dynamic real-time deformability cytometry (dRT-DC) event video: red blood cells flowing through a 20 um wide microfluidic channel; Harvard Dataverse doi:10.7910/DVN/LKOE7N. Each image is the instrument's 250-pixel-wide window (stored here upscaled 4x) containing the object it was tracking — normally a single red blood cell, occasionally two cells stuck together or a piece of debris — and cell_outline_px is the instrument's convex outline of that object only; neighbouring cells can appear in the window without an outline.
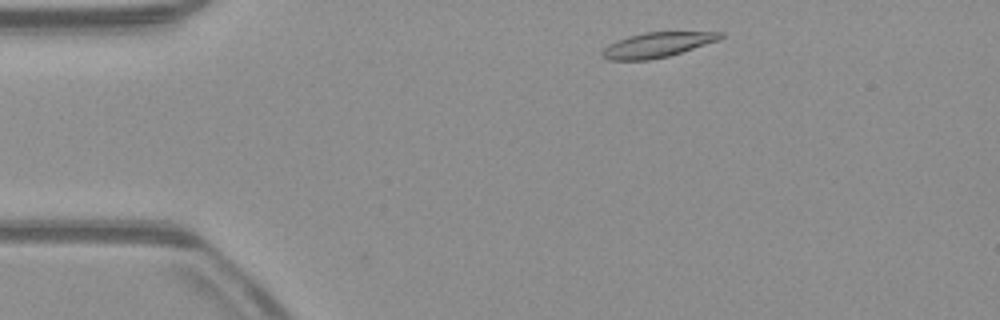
{"species": "common noctule bat (a hibernating species)", "species_latin": "Nyctalus noctula", "temperature_condition": "warm", "stored_images_in_passage": 44, "camera_frame_rate_fps": 3000, "um_per_image_px": 0.085, "animal": {"sex": "male", "body_mass_g": 23.1, "forearm_length_mm": 52.7}, "frame": {"image": 1, "passage_image": 1, "time_ms": 0.0, "image_size_px": [1000, 320], "cell_outline_px": [[724, 36], [720, 40], [668, 56], [648, 60], [608, 60], [600, 56], [600, 52], [608, 44], [616, 40], [628, 36], [644, 32], [724, 32]], "centroid_in_image_um": [55.82, 3.81], "position_along_channel_um": 29.2, "area_um2": 17.28}}
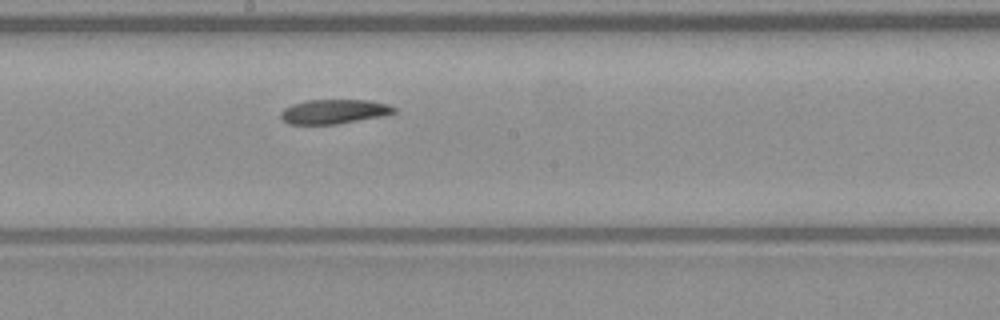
{"frame": {"image": 2, "passage_image": 20, "time_ms": 6.333, "image_size_px": [1000, 320], "cell_outline_px": [[396, 112], [384, 116], [336, 124], [288, 124], [280, 116], [280, 112], [284, 108], [292, 104], [308, 100], [368, 100], [388, 104], [396, 108]], "centroid_in_image_um": [28.4, 9.48], "position_along_channel_um": 219.8, "area_um2": 16.13}}
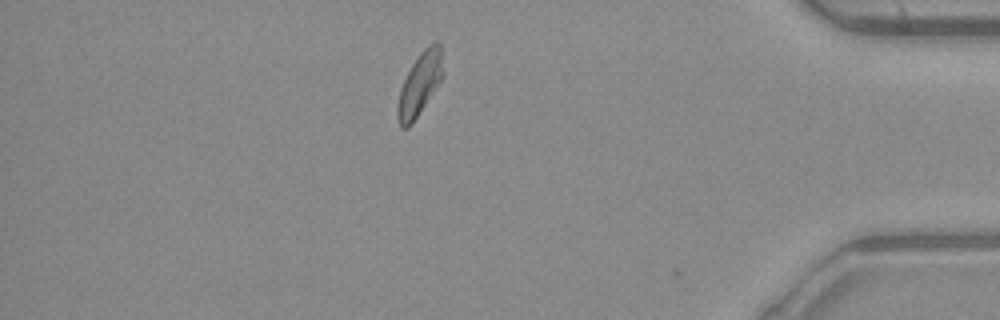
{"frame": {"image": 3, "passage_image": 37, "time_ms": 12.0, "image_size_px": [1000, 320], "cell_outline_px": [[444, 76], [412, 124], [408, 128], [400, 128], [396, 116], [396, 108], [400, 88], [412, 64], [420, 52], [428, 44], [436, 40], [440, 44], [444, 72]], "centroid_in_image_um": [35.67, 7.15], "position_along_channel_um": 399.5, "area_um2": 16.82}}